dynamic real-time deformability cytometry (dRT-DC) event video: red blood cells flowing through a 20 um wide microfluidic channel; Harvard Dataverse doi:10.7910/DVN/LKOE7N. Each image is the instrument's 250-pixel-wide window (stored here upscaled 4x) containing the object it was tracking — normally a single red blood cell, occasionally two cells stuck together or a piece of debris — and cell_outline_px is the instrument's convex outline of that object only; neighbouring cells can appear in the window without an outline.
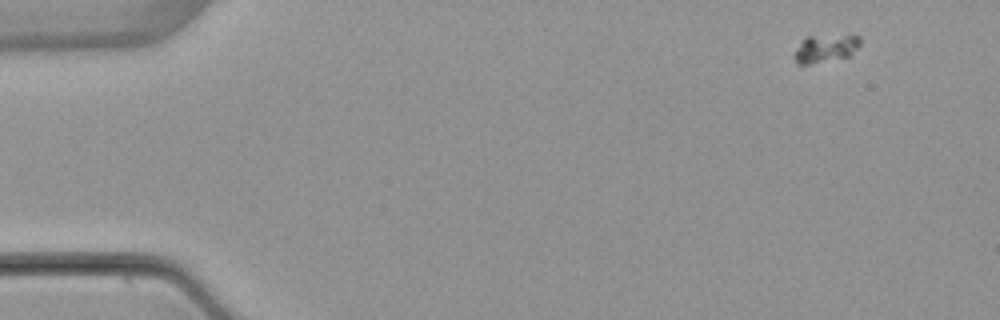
{"species": "common noctule bat (a hibernating species)", "species_latin": "Nyctalus noctula", "temperature_condition": "warm", "stored_images_in_passage": 4, "camera_frame_rate_fps": 3000, "um_per_image_px": 0.085, "animal": {"sex": "female", "body_mass_g": 22.7, "forearm_length_mm": 54.2}, "frame": {"image": 1, "passage_image": 1, "time_ms": 0.0, "image_size_px": [1000, 320], "cell_outline_px": [[860, 44], [848, 56], [808, 64], [796, 64], [792, 56], [804, 36], [860, 36]], "centroid_in_image_um": [70.09, 4.12], "position_along_channel_um": 14.9, "area_um2": 10.4}}